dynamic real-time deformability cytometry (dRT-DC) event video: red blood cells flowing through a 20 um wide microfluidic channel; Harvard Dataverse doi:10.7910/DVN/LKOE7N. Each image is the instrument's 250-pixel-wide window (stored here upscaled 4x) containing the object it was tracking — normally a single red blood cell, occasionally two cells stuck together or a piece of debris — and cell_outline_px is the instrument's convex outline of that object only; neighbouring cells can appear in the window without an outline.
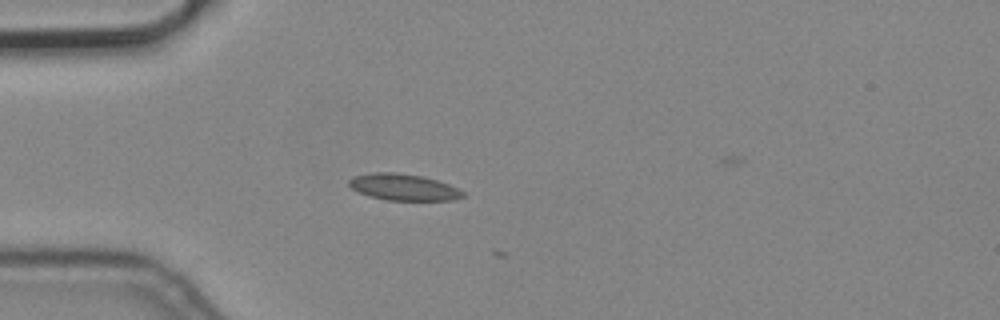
{"species": "common noctule bat (a hibernating species)", "species_latin": "Nyctalus noctula", "temperature_condition": "cold", "stored_images_in_passage": 4, "camera_frame_rate_fps": 3000, "um_per_image_px": 0.085, "animal": {"sex": "male", "body_mass_g": 19.2, "forearm_length_mm": 51.8}, "frame": {"image": 1, "passage_image": 3, "time_ms": 0.667, "image_size_px": [1000, 320], "cell_outline_px": [[464, 196], [452, 200], [384, 200], [368, 196], [352, 188], [348, 184], [348, 180], [352, 176], [372, 172], [396, 172], [420, 176], [436, 180], [448, 184], [464, 192]], "centroid_in_image_um": [34.24, 15.9], "position_along_channel_um": 50.8, "area_um2": 17.51}}